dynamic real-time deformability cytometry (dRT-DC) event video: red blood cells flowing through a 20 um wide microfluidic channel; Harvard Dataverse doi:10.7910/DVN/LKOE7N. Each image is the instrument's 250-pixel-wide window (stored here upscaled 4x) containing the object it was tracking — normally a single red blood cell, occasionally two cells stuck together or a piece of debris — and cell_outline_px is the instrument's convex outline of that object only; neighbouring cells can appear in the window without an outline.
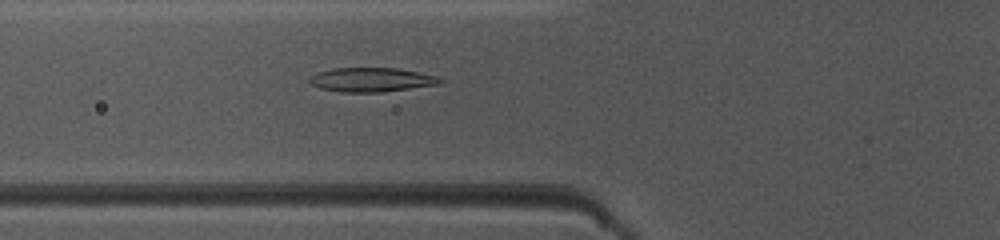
{"species": "common noctule bat (a hibernating species)", "species_latin": "Nyctalus noctula", "temperature_condition": "warm", "stored_images_in_passage": 49, "camera_frame_rate_fps": 3000, "um_per_image_px": 0.085, "animal": {"sex": "female", "body_mass_g": 10.0, "forearm_length_mm": 53.1}, "frame": {"image": 1, "passage_image": 18, "time_ms": 5.667, "image_size_px": [1000, 240], "cell_outline_px": [[444, 80], [440, 84], [380, 92], [340, 92], [320, 88], [312, 84], [308, 80], [312, 76], [320, 72], [332, 68], [396, 68], [440, 76]], "centroid_in_image_um": [31.62, 6.77], "position_along_channel_um": 94.2, "area_um2": 18.26}}
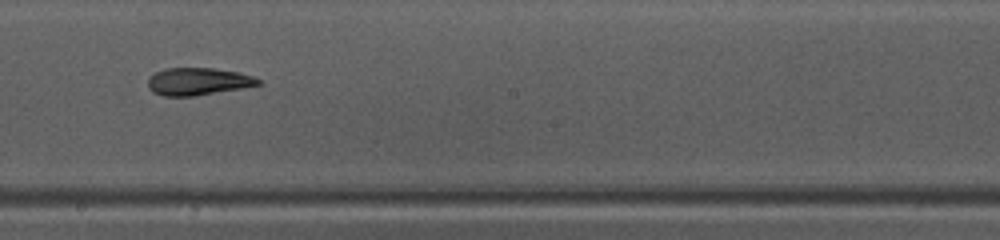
{"frame": {"image": 2, "passage_image": 28, "time_ms": 9.0, "image_size_px": [1000, 240], "cell_outline_px": [[260, 84], [240, 88], [192, 96], [164, 96], [152, 92], [148, 88], [148, 76], [164, 68], [212, 68], [240, 72], [252, 76], [260, 80]], "centroid_in_image_um": [16.77, 6.91], "position_along_channel_um": 231.4, "area_um2": 17.51}}
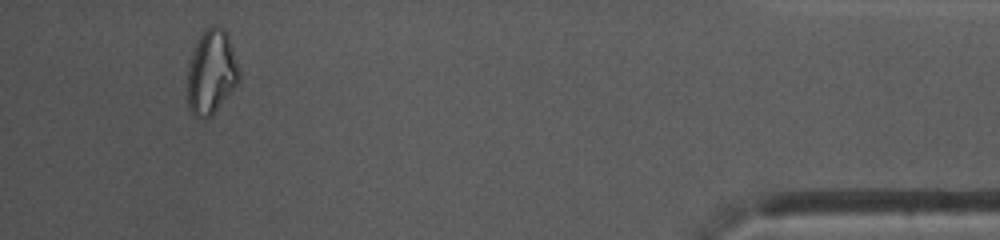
{"frame": {"image": 3, "passage_image": 46, "time_ms": 15.0, "image_size_px": [1000, 240], "cell_outline_px": [[240, 80], [212, 116], [204, 120], [200, 120], [192, 116], [188, 108], [188, 64], [192, 52], [200, 32], [212, 24], [216, 24], [224, 28], [228, 32], [240, 72]], "centroid_in_image_um": [17.96, 6.12], "position_along_channel_um": 417.2, "area_um2": 26.07}, "authors_computed_cell_mechanics": {"area_um2": 19.1318, "velocity_mm_per_s": 4.0967, "shape_relaxation_time_tau1_ms": 9.8602, "shape_relaxation_time_tau2_ms": 6.4255, "deformation_change_tau1": 0.2484, "deformation_change_tau2": 0.1081}}